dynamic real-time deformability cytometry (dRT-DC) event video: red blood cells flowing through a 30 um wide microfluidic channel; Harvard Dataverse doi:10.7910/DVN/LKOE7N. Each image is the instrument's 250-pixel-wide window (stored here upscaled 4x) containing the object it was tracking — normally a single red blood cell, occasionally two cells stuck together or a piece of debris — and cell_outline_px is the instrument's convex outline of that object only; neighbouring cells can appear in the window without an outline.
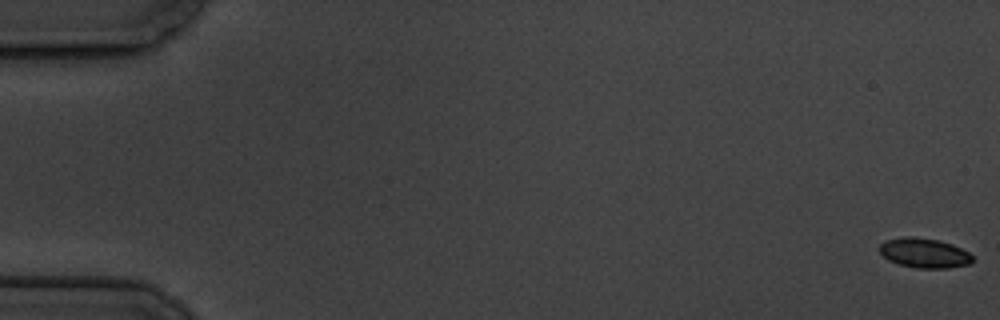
{"species": "common noctule bat (a hibernating species)", "species_latin": "Nyctalus noctula", "temperature_condition": "cold", "stored_images_in_passage": 3, "camera_frame_rate_fps": 3000, "um_per_image_px": 0.085, "animal": {"sex": "male", "body_mass_g": 19.5, "forearm_length_mm": 54.6}, "frame": {"image": 1, "passage_image": 1, "time_ms": 0.0, "image_size_px": [1000, 320], "cell_outline_px": [[972, 264], [948, 268], [916, 268], [896, 264], [888, 260], [876, 248], [884, 240], [904, 236], [912, 236], [940, 240], [952, 244], [968, 252], [972, 256]], "centroid_in_image_um": [78.52, 21.5], "position_along_channel_um": 6.5, "area_um2": 16.42}}